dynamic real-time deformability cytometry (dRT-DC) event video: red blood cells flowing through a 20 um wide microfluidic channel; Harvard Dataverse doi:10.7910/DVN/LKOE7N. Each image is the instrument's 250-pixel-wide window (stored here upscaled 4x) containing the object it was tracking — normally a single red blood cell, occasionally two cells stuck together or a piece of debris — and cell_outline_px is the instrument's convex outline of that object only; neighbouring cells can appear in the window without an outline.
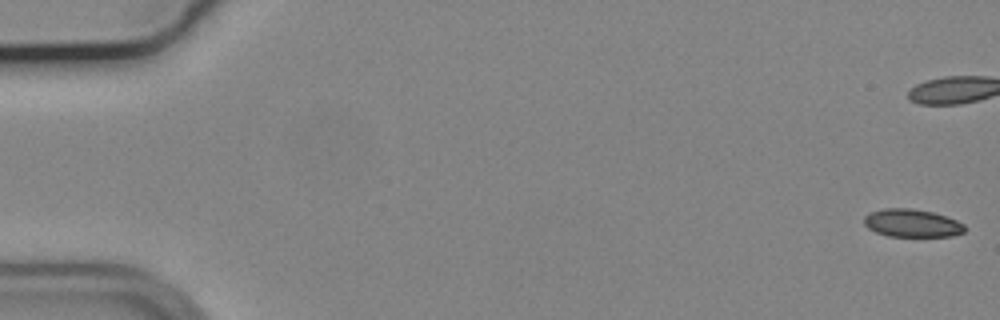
{"species": "common noctule bat (a hibernating species)", "species_latin": "Nyctalus noctula", "temperature_condition": "cold", "stored_images_in_passage": 13, "camera_frame_rate_fps": 3000, "um_per_image_px": 0.085, "animal": {"sex": "male", "body_mass_g": 19.2, "forearm_length_mm": 51.8}, "frame": {"image": 1, "passage_image": 1, "time_ms": 0.0, "image_size_px": [1000, 320], "cell_outline_px": [[968, 228], [964, 232], [952, 236], [888, 236], [876, 232], [868, 228], [864, 224], [864, 216], [872, 212], [884, 208], [912, 208], [932, 212], [956, 220], [964, 224]], "centroid_in_image_um": [77.53, 18.97], "position_along_channel_um": 7.5, "area_um2": 16.36}}